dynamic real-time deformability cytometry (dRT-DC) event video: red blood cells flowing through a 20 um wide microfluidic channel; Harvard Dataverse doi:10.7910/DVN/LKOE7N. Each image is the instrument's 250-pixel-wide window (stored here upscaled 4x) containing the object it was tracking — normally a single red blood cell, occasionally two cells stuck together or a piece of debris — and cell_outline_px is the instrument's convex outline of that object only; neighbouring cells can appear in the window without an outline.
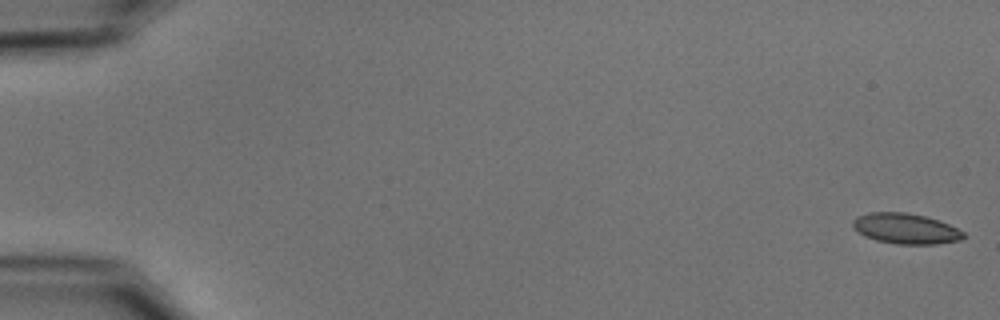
{"species": "common noctule bat (a hibernating species)", "species_latin": "Nyctalus noctula", "temperature_condition": "cold", "stored_images_in_passage": 54, "camera_frame_rate_fps": 3000, "um_per_image_px": 0.085, "animal": {"sex": "male", "body_mass_g": 15.6}, "frame": {"image": 1, "passage_image": 1, "time_ms": 0.0, "image_size_px": [1000, 320], "cell_outline_px": [[968, 236], [960, 240], [936, 244], [896, 244], [876, 240], [864, 236], [852, 228], [852, 220], [856, 216], [868, 212], [904, 212], [924, 216], [948, 224], [964, 232]], "centroid_in_image_um": [76.95, 19.43], "position_along_channel_um": 8.1, "area_um2": 19.77}}
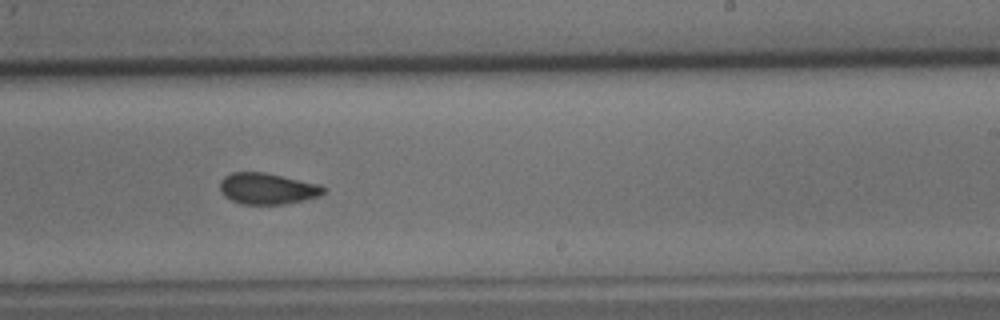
{"frame": {"image": 2, "passage_image": 34, "time_ms": 11.0, "image_size_px": [1000, 320], "cell_outline_px": [[328, 188], [320, 196], [304, 200], [284, 204], [240, 204], [224, 196], [220, 192], [220, 180], [224, 176], [232, 172], [264, 172], [320, 184]], "centroid_in_image_um": [22.73, 16.03], "position_along_channel_um": 266.3, "area_um2": 19.02}}
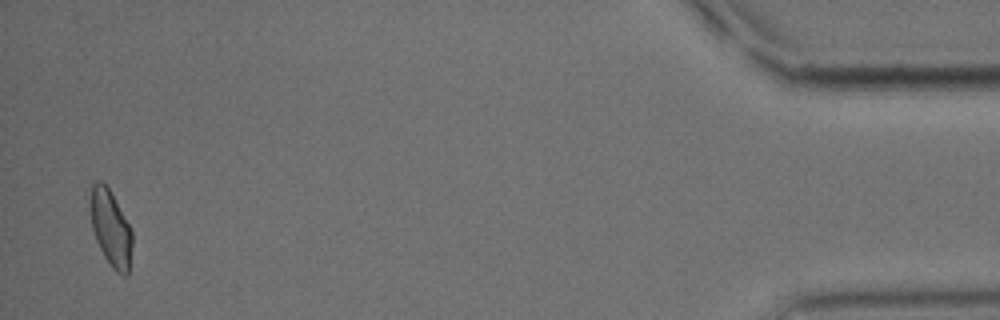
{"frame": {"image": 3, "passage_image": 53, "time_ms": 17.333, "image_size_px": [1000, 320], "cell_outline_px": [[132, 244], [128, 276], [124, 276], [116, 272], [112, 268], [104, 256], [96, 240], [92, 228], [88, 208], [88, 200], [92, 184], [96, 180], [100, 180], [108, 188], [132, 228]], "centroid_in_image_um": [9.38, 19.38], "position_along_channel_um": 425.8, "area_um2": 18.96}, "authors_computed_cell_mechanics": {"area_um2": 19.3919, "velocity_mm_per_s": 3.7556, "shape_relaxation_time_tau1_ms": null, "shape_relaxation_time_tau2_ms": 2.5139, "deformation_change_tau1": null, "deformation_change_tau2": 0.0835}}